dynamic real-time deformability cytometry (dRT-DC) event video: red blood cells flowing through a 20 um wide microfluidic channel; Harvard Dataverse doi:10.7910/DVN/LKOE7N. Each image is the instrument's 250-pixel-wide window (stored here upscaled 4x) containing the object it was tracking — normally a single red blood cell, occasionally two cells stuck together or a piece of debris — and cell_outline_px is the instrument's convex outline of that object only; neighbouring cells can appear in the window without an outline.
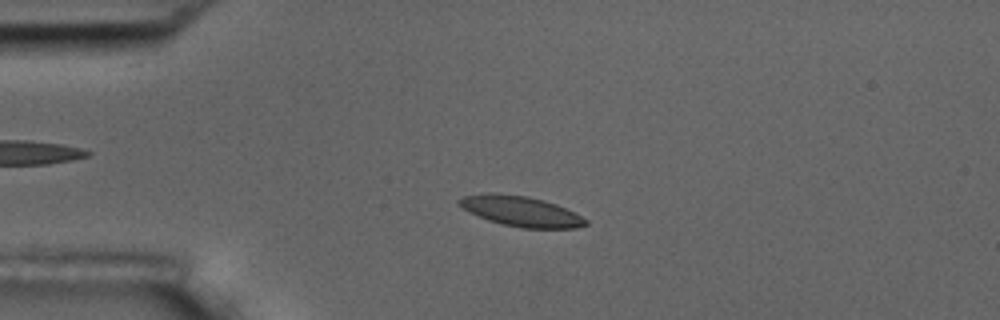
{"species": "common noctule bat (a hibernating species)", "species_latin": "Nyctalus noctula", "temperature_condition": "room temperature", "stored_images_in_passage": 5, "camera_frame_rate_fps": 3000, "um_per_image_px": 0.085, "animal": {"sex": "male", "body_mass_g": 17.5, "forearm_length_mm": 52.3}, "frame": {"image": 1, "passage_image": 3, "time_ms": 2.333, "image_size_px": [1000, 320], "cell_outline_px": [[588, 224], [576, 228], [520, 228], [488, 220], [456, 204], [456, 200], [464, 196], [488, 192], [496, 192], [528, 196], [544, 200], [556, 204], [588, 220]], "centroid_in_image_um": [44.26, 17.94], "position_along_channel_um": 40.7, "area_um2": 22.2}}